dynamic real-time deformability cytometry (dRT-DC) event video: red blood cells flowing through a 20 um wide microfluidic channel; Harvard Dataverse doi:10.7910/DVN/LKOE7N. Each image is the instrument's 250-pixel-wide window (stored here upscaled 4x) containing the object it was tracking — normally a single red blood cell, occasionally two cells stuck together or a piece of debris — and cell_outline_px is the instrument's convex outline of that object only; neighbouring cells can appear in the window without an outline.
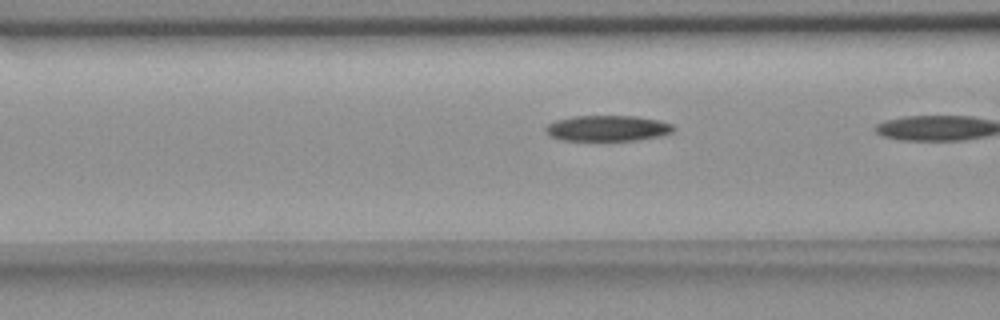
{"species": "common noctule bat (a hibernating species)", "species_latin": "Nyctalus noctula", "temperature_condition": "room temperature", "stored_images_in_passage": 5, "camera_frame_rate_fps": 3000, "um_per_image_px": 0.085, "animal": {"sex": "female", "body_mass_g": 18.4}, "frame": {"image": 1, "passage_image": 4, "time_ms": 1.0, "image_size_px": [1000, 320], "cell_outline_px": [[676, 128], [672, 132], [660, 136], [636, 140], [560, 140], [548, 136], [544, 132], [544, 128], [548, 124], [556, 120], [576, 116], [636, 116], [660, 120], [672, 124]], "centroid_in_image_um": [51.62, 10.9], "position_along_channel_um": 115.0, "area_um2": 19.31}}